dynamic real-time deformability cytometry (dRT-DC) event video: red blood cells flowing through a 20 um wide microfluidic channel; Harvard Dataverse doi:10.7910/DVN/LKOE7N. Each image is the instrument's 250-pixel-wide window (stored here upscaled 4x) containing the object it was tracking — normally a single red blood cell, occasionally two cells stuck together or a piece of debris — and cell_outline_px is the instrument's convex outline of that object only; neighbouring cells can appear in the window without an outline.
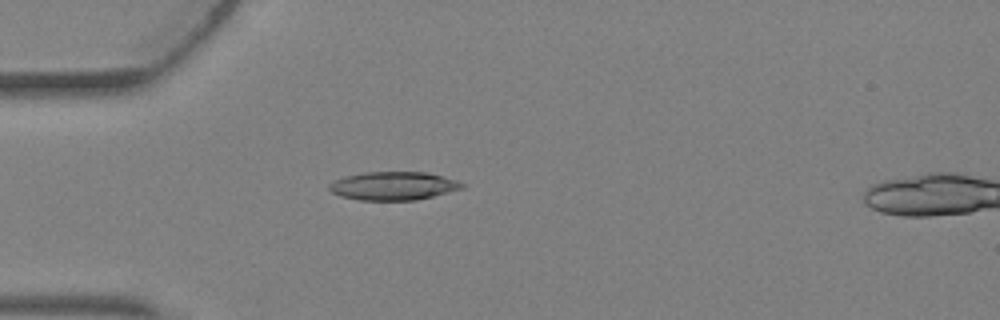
{"species": "Egyptian fruit bat (a non-hibernating species)", "species_latin": "Rousettus aegyptiacus", "temperature_condition": "warm", "stored_images_in_passage": 3, "camera_frame_rate_fps": 3000, "um_per_image_px": 0.085, "animal": {"sex": "female"}, "frame": {"image": 1, "passage_image": 2, "time_ms": 0.333, "image_size_px": [1000, 320], "cell_outline_px": [[468, 184], [464, 188], [416, 200], [360, 200], [340, 196], [332, 192], [328, 188], [328, 184], [344, 176], [364, 172], [428, 172], [444, 176]], "centroid_in_image_um": [33.46, 15.79], "position_along_channel_um": 51.5, "area_um2": 22.08}}